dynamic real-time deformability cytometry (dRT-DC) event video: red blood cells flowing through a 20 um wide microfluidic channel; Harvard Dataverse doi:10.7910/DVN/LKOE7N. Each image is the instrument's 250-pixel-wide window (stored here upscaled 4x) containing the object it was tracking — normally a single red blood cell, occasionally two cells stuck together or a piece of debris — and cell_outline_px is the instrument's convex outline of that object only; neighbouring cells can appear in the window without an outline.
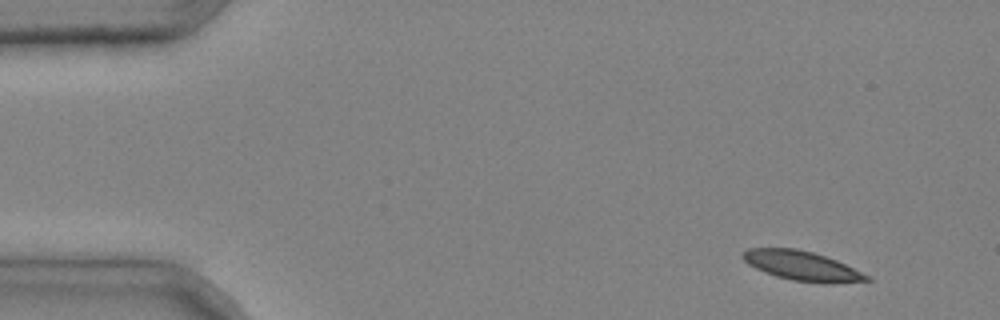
{"species": "common noctule bat (a hibernating species)", "species_latin": "Nyctalus noctula", "temperature_condition": "cold", "stored_images_in_passage": 6, "camera_frame_rate_fps": 3000, "um_per_image_px": 0.085, "animal": {"sex": "male", "body_mass_g": 20.4}, "frame": {"image": 1, "passage_image": 1, "time_ms": 0.0, "image_size_px": [1000, 320], "cell_outline_px": [[872, 280], [792, 280], [776, 276], [764, 272], [748, 264], [740, 256], [748, 248], [796, 248], [812, 252], [836, 260], [868, 276]], "centroid_in_image_um": [67.98, 22.52], "position_along_channel_um": 17.0, "area_um2": 19.88}}
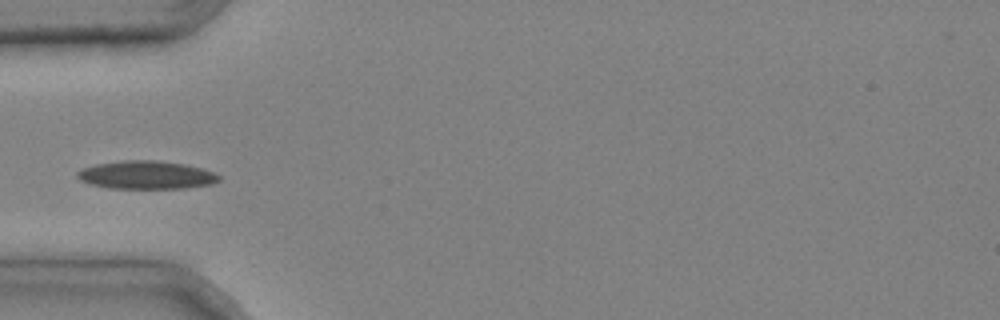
{"frame": {"image": 2, "passage_image": 4, "time_ms": 1.0, "image_size_px": [1000, 320], "cell_outline_px": [[220, 180], [212, 184], [184, 188], [108, 188], [92, 184], [80, 180], [76, 176], [76, 172], [80, 168], [96, 164], [120, 160], [156, 160], [184, 164], [204, 168], [220, 176]], "centroid_in_image_um": [12.42, 14.86], "position_along_channel_um": 72.6, "area_um2": 23.35}}